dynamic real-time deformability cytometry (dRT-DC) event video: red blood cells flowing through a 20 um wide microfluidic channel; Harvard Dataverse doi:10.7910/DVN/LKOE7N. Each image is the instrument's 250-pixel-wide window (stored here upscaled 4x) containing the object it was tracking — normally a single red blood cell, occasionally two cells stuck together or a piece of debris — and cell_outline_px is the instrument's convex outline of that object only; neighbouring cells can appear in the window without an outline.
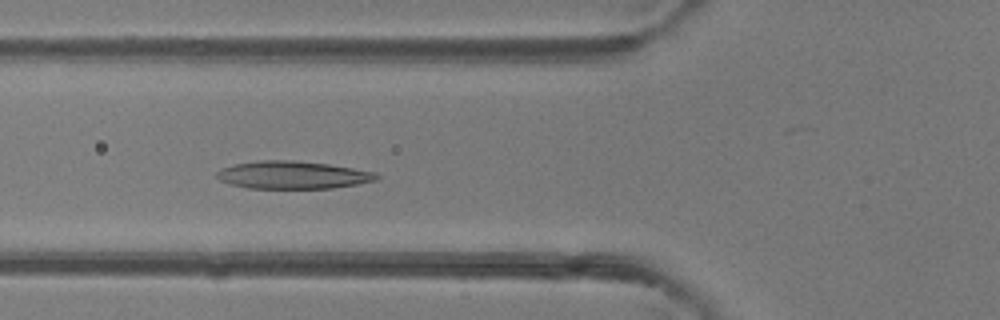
{"species": "common noctule bat (a hibernating species)", "species_latin": "Nyctalus noctula", "temperature_condition": "room temperature", "stored_images_in_passage": 8, "camera_frame_rate_fps": 3000, "um_per_image_px": 0.085, "animal": {"sex": "female"}, "frame": {"image": 1, "passage_image": 5, "time_ms": 1.333, "image_size_px": [1000, 320], "cell_outline_px": [[380, 176], [376, 180], [356, 184], [332, 188], [248, 188], [232, 184], [220, 180], [216, 176], [216, 172], [220, 168], [232, 164], [260, 160], [292, 160], [328, 164], [376, 172]], "centroid_in_image_um": [24.85, 14.86], "position_along_channel_um": 100.9, "area_um2": 25.72}}
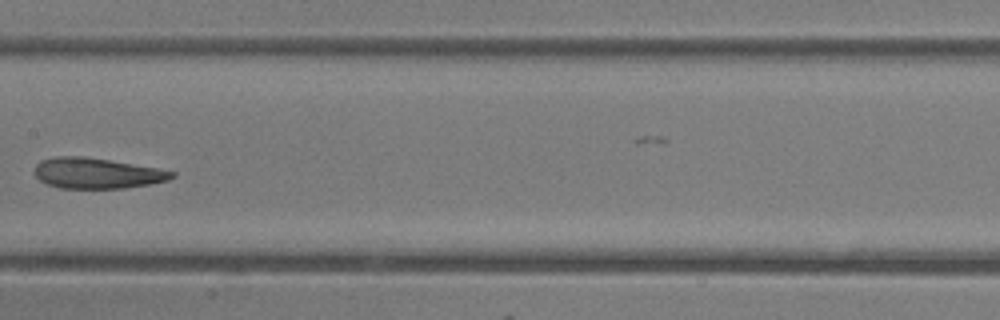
{"frame": {"image": 2, "passage_image": 7, "time_ms": 2.0, "image_size_px": [1000, 320], "cell_outline_px": [[176, 176], [168, 180], [148, 184], [124, 188], [60, 188], [48, 184], [40, 180], [32, 172], [36, 164], [40, 160], [56, 156], [84, 156], [156, 168], [176, 172]], "centroid_in_image_um": [8.19, 14.72], "position_along_channel_um": 199.2, "area_um2": 24.39}}
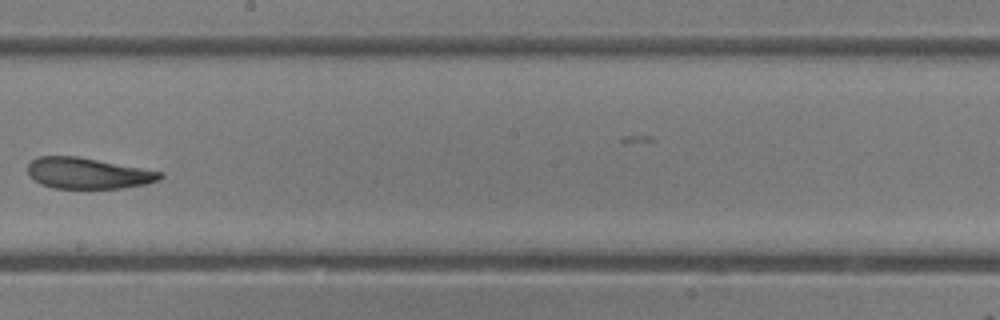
{"frame": {"image": 3, "passage_image": 8, "time_ms": 2.333, "image_size_px": [1000, 320], "cell_outline_px": [[164, 176], [160, 180], [144, 184], [124, 188], [52, 188], [40, 184], [28, 172], [28, 164], [36, 156], [76, 156], [164, 172]], "centroid_in_image_um": [7.49, 14.73], "position_along_channel_um": 240.7, "area_um2": 23.81}}